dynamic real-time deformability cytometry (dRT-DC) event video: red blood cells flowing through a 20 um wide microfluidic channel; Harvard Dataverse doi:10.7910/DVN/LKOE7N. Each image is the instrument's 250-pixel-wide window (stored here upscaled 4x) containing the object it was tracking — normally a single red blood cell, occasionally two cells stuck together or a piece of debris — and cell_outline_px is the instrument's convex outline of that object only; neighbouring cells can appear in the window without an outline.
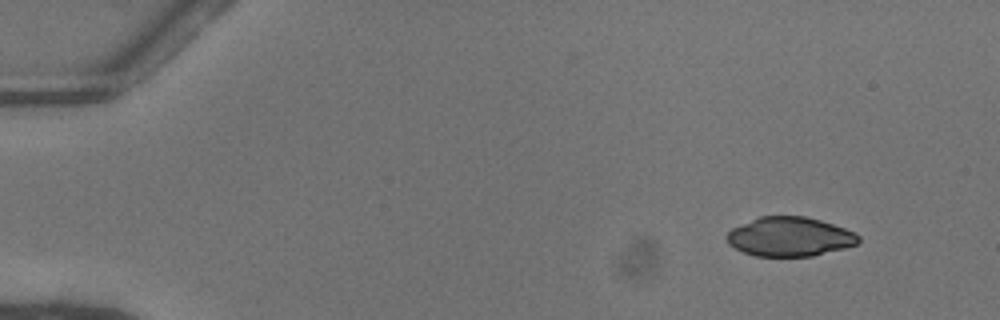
{"species": "common noctule bat (a hibernating species)", "species_latin": "Nyctalus noctula", "temperature_condition": "warm", "stored_images_in_passage": 47, "camera_frame_rate_fps": 3000, "um_per_image_px": 0.085, "animal": {"sex": "female"}, "frame": {"image": 1, "passage_image": 1, "time_ms": 0.0, "image_size_px": [1000, 320], "cell_outline_px": [[860, 240], [856, 244], [844, 248], [812, 256], [756, 256], [744, 252], [728, 244], [724, 236], [732, 228], [760, 216], [804, 216], [820, 220], [856, 232], [860, 236]], "centroid_in_image_um": [67.12, 20.12], "position_along_channel_um": 17.9, "area_um2": 30.06}}